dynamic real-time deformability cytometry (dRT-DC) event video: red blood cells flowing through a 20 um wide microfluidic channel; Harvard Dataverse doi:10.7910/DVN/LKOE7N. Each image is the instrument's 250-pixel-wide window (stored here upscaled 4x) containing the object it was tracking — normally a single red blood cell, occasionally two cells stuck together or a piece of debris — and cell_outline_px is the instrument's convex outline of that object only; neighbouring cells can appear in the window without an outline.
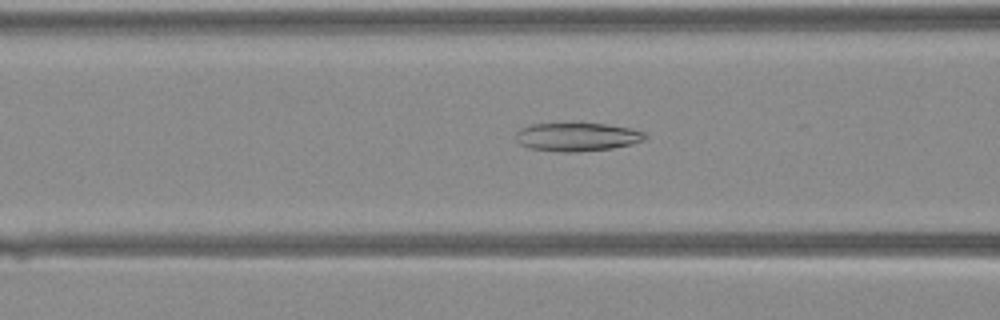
{"species": "Egyptian fruit bat (a non-hibernating species)", "species_latin": "Rousettus aegyptiacus", "temperature_condition": "warm", "stored_images_in_passage": 29, "camera_frame_rate_fps": 3000, "um_per_image_px": 0.085, "animal": {"sex": "female"}, "frame": {"image": 1, "passage_image": 4, "time_ms": 1.0, "image_size_px": [1000, 320], "cell_outline_px": [[648, 136], [644, 140], [632, 144], [612, 148], [576, 152], [564, 152], [532, 148], [520, 144], [516, 140], [516, 132], [520, 128], [532, 124], [604, 124], [628, 128], [644, 132]], "centroid_in_image_um": [49.06, 11.64], "position_along_channel_um": 117.5, "area_um2": 21.1}}
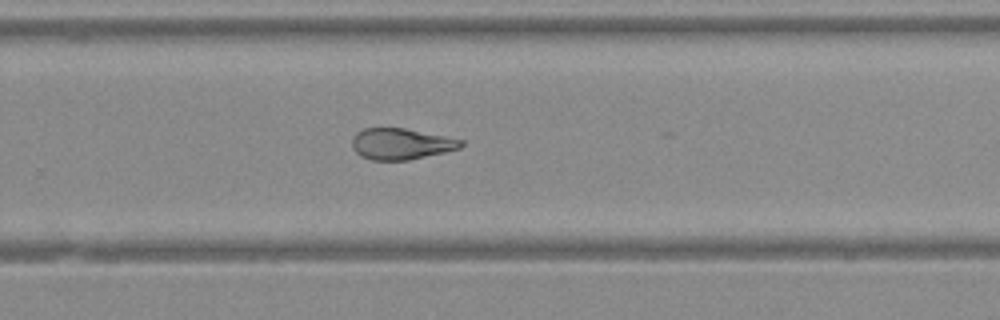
{"frame": {"image": 2, "passage_image": 15, "time_ms": 4.667, "image_size_px": [1000, 320], "cell_outline_px": [[464, 144], [460, 148], [444, 152], [408, 160], [372, 160], [360, 156], [352, 148], [352, 136], [356, 132], [364, 128], [404, 128], [464, 140]], "centroid_in_image_um": [34.06, 12.23], "position_along_channel_um": 295.7, "area_um2": 19.77}}
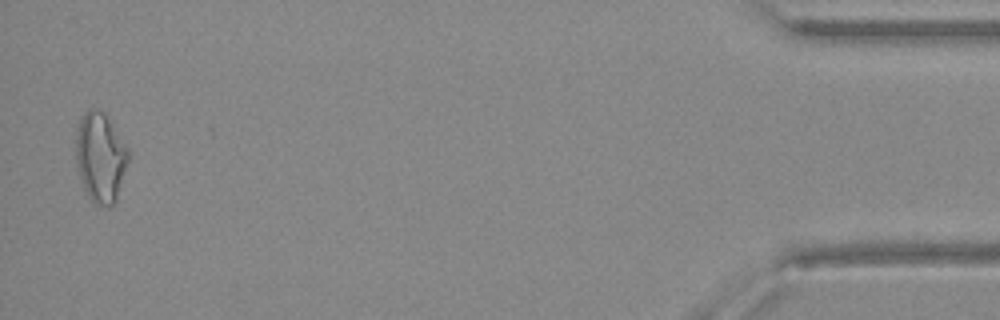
{"frame": {"image": 3, "passage_image": 28, "time_ms": 9.0, "image_size_px": [1000, 320], "cell_outline_px": [[128, 160], [116, 200], [108, 208], [96, 204], [88, 196], [80, 180], [76, 164], [76, 128], [80, 116], [88, 108], [96, 108], [104, 112], [128, 148]], "centroid_in_image_um": [8.5, 13.35], "position_along_channel_um": 426.7, "area_um2": 27.51}}